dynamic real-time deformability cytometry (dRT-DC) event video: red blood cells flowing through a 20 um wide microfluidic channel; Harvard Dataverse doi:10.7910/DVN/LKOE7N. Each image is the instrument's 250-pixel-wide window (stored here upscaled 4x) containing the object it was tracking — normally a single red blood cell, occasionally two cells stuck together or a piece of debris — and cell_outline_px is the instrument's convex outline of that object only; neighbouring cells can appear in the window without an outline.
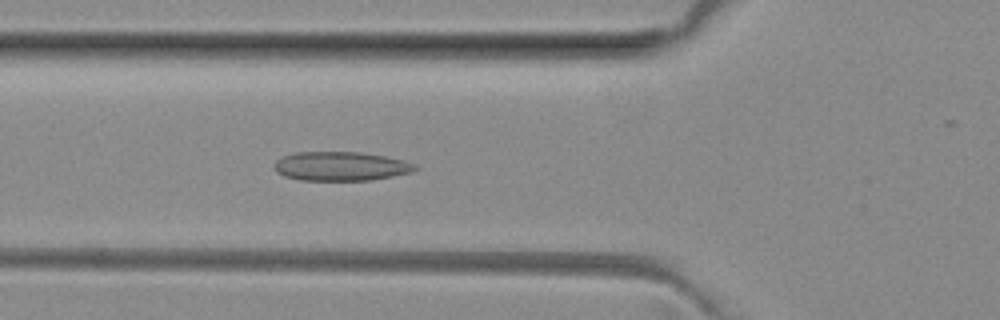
{"species": "common noctule bat (a hibernating species)", "species_latin": "Nyctalus noctula", "temperature_condition": "room temperature", "stored_images_in_passage": 51, "camera_frame_rate_fps": 3000, "um_per_image_px": 0.085, "animal": {"sex": "female", "body_mass_g": 29.2, "forearm_length_mm": 56.3}, "frame": {"image": 1, "passage_image": 17, "time_ms": 5.333, "image_size_px": [1000, 320], "cell_outline_px": [[420, 168], [412, 172], [392, 176], [368, 180], [300, 180], [284, 176], [276, 172], [272, 168], [272, 164], [276, 160], [284, 156], [296, 152], [360, 152], [384, 156], [404, 160], [416, 164]], "centroid_in_image_um": [28.95, 14.13], "position_along_channel_um": 96.9, "area_um2": 23.99}}
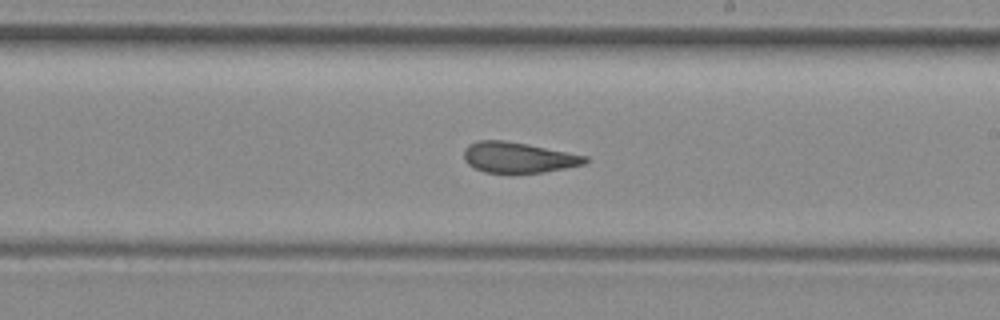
{"frame": {"image": 2, "passage_image": 28, "time_ms": 9.0, "image_size_px": [1000, 320], "cell_outline_px": [[588, 160], [584, 164], [544, 172], [484, 172], [468, 164], [464, 160], [464, 148], [468, 144], [480, 140], [504, 140], [528, 144], [588, 156]], "centroid_in_image_um": [44.04, 13.37], "position_along_channel_um": 245.0, "area_um2": 21.44}}
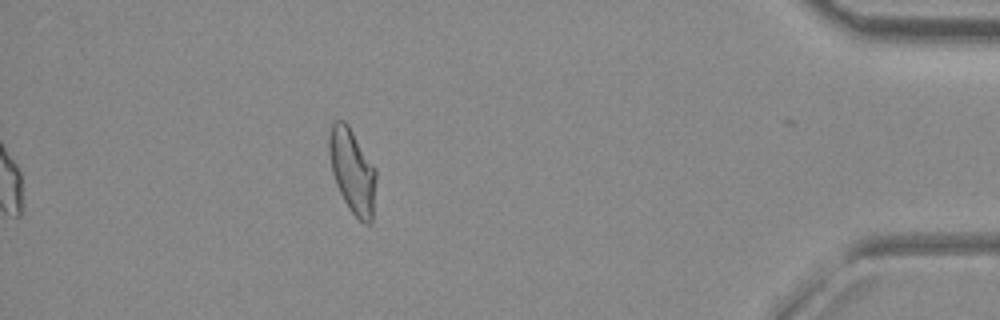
{"frame": {"image": 3, "passage_image": 44, "time_ms": 14.333, "image_size_px": [1000, 320], "cell_outline_px": [[376, 180], [372, 220], [368, 224], [364, 224], [348, 208], [336, 184], [332, 172], [328, 152], [328, 136], [332, 124], [336, 120], [344, 120], [348, 124], [376, 168]], "centroid_in_image_um": [29.94, 14.51], "position_along_channel_um": 405.3, "area_um2": 23.18}, "authors_computed_cell_mechanics": {"area_um2": 23.2356, "velocity_mm_per_s": 4.0321, "shape_relaxation_time_tau1_ms": null, "shape_relaxation_time_tau2_ms": 2.0041, "deformation_change_tau1": null, "deformation_change_tau2": 0.0775}}